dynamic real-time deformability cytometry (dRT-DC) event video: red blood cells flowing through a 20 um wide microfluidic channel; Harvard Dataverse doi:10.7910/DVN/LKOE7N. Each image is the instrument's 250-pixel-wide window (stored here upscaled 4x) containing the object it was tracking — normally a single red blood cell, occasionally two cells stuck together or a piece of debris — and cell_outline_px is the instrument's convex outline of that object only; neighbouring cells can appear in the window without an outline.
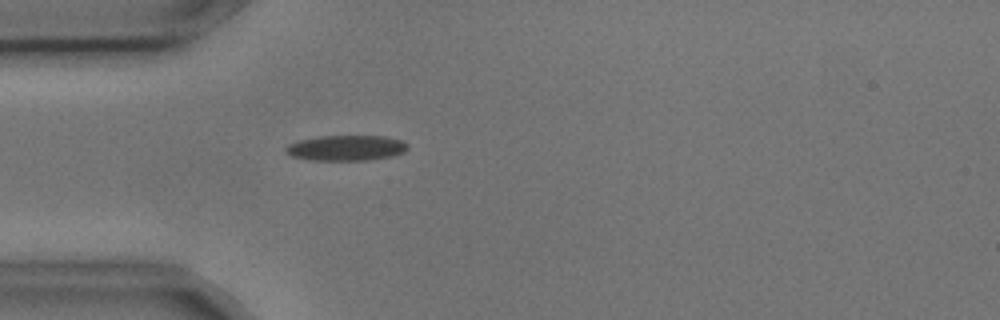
{"species": "common noctule bat (a hibernating species)", "species_latin": "Nyctalus noctula", "temperature_condition": "cold", "stored_images_in_passage": 4, "camera_frame_rate_fps": 3000, "um_per_image_px": 0.085, "animal": {"sex": "male", "body_mass_g": 17.9, "forearm_length_mm": 54.2}, "frame": {"image": 1, "passage_image": 4, "time_ms": 1.0, "image_size_px": [1000, 320], "cell_outline_px": [[408, 148], [404, 152], [392, 156], [372, 160], [312, 160], [292, 156], [284, 152], [284, 148], [288, 144], [300, 140], [320, 136], [384, 136], [400, 140], [408, 144]], "centroid_in_image_um": [29.42, 12.58], "position_along_channel_um": 55.6, "area_um2": 18.09}}